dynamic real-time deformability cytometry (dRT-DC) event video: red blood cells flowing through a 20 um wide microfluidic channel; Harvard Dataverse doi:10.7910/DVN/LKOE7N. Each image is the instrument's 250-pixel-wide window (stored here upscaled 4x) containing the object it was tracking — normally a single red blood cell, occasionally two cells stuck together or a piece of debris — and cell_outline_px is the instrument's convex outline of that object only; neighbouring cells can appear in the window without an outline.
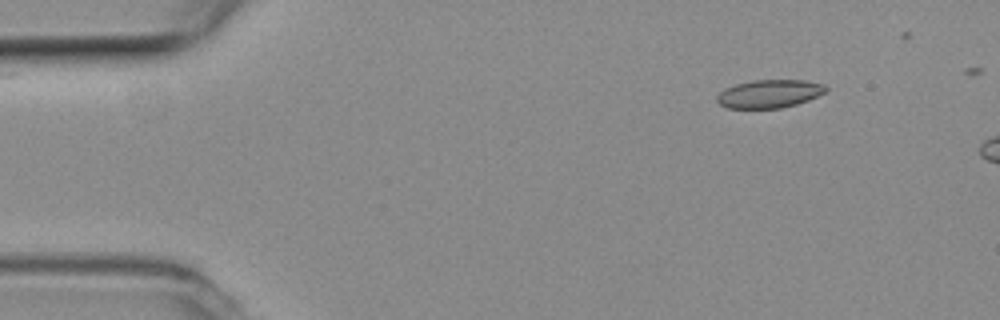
{"species": "common noctule bat (a hibernating species)", "species_latin": "Nyctalus noctula", "temperature_condition": "room temperature", "stored_images_in_passage": 5, "camera_frame_rate_fps": 3000, "um_per_image_px": 0.085, "animal": {"sex": "female", "body_mass_g": 19.3, "forearm_length_mm": 54.1}, "frame": {"image": 1, "passage_image": 2, "time_ms": 0.333, "image_size_px": [1000, 320], "cell_outline_px": [[828, 92], [808, 100], [796, 104], [780, 108], [728, 108], [720, 104], [716, 100], [716, 96], [724, 88], [736, 84], [752, 80], [804, 80], [824, 84], [828, 88]], "centroid_in_image_um": [65.41, 7.96], "position_along_channel_um": 19.6, "area_um2": 17.98}}